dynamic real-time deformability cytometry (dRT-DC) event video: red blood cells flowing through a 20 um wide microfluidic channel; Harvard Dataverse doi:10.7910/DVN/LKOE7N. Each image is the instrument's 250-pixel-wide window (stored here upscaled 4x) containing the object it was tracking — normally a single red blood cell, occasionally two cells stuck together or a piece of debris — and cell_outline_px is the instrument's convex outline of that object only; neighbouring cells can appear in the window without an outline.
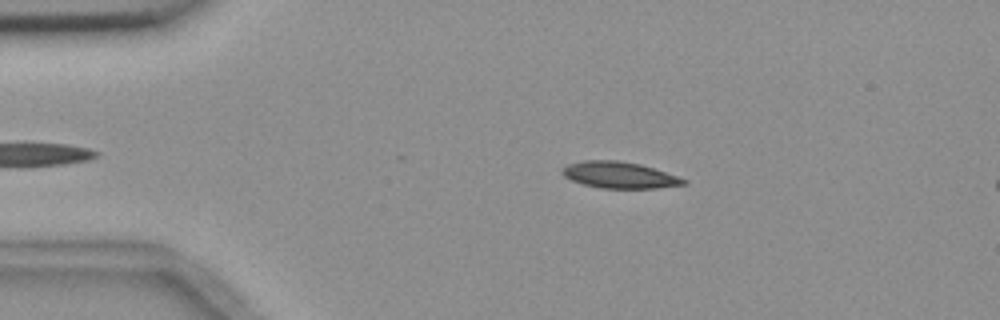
{"species": "common noctule bat (a hibernating species)", "species_latin": "Nyctalus noctula", "temperature_condition": "room temperature", "stored_images_in_passage": 3, "camera_frame_rate_fps": 3000, "um_per_image_px": 0.085, "animal": {"sex": "female", "body_mass_g": 18.4}, "frame": {"image": 1, "passage_image": 1, "time_ms": 0.0, "image_size_px": [1000, 320], "cell_outline_px": [[688, 184], [656, 188], [600, 188], [584, 184], [572, 180], [564, 176], [560, 172], [568, 164], [584, 160], [620, 160], [640, 164], [688, 180]], "centroid_in_image_um": [52.64, 14.87], "position_along_channel_um": 32.4, "area_um2": 18.55}}